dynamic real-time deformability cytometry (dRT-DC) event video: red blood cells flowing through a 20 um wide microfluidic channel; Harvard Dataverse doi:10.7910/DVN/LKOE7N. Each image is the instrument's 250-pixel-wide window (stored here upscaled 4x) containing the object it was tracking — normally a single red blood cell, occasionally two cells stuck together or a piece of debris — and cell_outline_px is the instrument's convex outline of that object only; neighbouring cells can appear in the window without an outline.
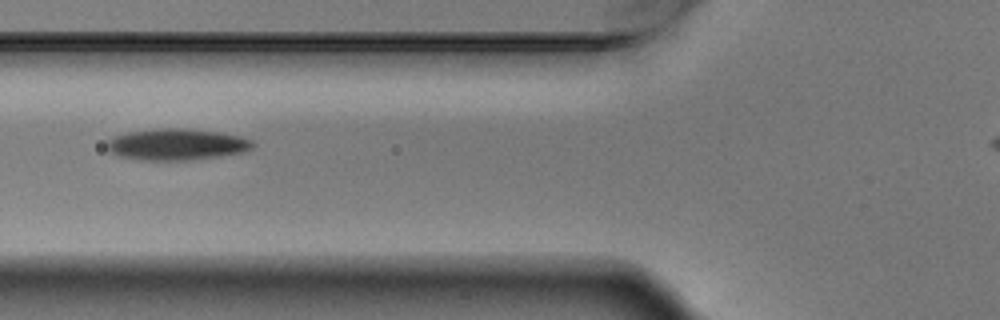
{"species": "Egyptian fruit bat (a non-hibernating species)", "species_latin": "Rousettus aegyptiacus", "temperature_condition": "warm", "stored_images_in_passage": 3, "camera_frame_rate_fps": 3000, "um_per_image_px": 0.085, "animal": {"sex": "male"}, "frame": {"image": 1, "passage_image": 2, "time_ms": 0.333, "image_size_px": [1000, 320], "cell_outline_px": [[256, 144], [252, 148], [244, 152], [220, 156], [188, 160], [140, 160], [120, 156], [108, 152], [108, 140], [112, 136], [128, 132], [160, 128], [184, 128], [224, 132], [240, 136], [252, 140]], "centroid_in_image_um": [15.05, 12.27], "position_along_channel_um": 110.8, "area_um2": 26.93}}
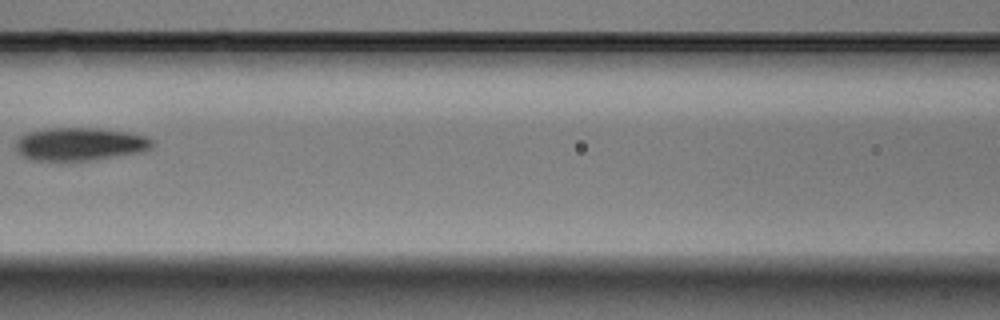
{"frame": {"image": 2, "passage_image": 3, "time_ms": 0.667, "image_size_px": [1000, 320], "cell_outline_px": [[152, 148], [136, 152], [88, 160], [36, 160], [24, 156], [16, 148], [16, 140], [20, 136], [28, 132], [48, 128], [96, 128], [128, 132], [144, 136], [152, 140]], "centroid_in_image_um": [6.76, 12.22], "position_along_channel_um": 159.8, "area_um2": 25.61}}